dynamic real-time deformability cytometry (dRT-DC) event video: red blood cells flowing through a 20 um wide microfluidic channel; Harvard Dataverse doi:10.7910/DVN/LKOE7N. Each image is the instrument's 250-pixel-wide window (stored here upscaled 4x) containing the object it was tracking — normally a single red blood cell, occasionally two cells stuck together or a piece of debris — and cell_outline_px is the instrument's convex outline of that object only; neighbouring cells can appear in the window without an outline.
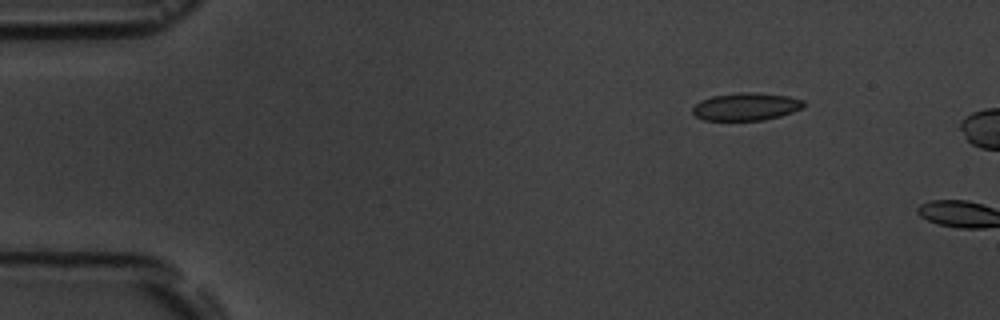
{"species": "common noctule bat (a hibernating species)", "species_latin": "Nyctalus noctula", "temperature_condition": "room temperature", "stored_images_in_passage": 3, "camera_frame_rate_fps": 3000, "um_per_image_px": 0.085, "animal": {"sex": "male", "body_mass_g": 19.5, "forearm_length_mm": 54.6}, "frame": {"image": 1, "passage_image": 2, "time_ms": 2.0, "image_size_px": [1000, 320], "cell_outline_px": [[804, 108], [780, 116], [764, 120], [704, 120], [696, 116], [692, 112], [692, 108], [700, 100], [712, 96], [740, 92], [752, 92], [788, 96], [804, 100]], "centroid_in_image_um": [63.42, 9.06], "position_along_channel_um": 21.6, "area_um2": 17.92}}